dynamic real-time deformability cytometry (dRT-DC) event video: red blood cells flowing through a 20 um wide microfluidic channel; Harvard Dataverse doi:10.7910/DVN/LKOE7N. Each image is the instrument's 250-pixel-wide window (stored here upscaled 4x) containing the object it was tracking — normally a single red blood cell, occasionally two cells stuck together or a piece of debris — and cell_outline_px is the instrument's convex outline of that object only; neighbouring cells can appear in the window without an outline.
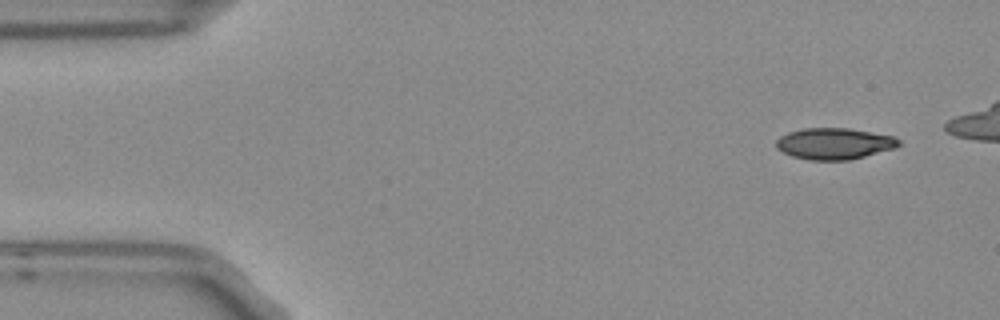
{"species": "Egyptian fruit bat (a non-hibernating species)", "species_latin": "Rousettus aegyptiacus", "temperature_condition": "room temperature", "stored_images_in_passage": 5, "segment_of_instrument_passage": [2, 2], "camera_frame_rate_fps": 3000, "um_per_image_px": 0.085, "frame": {"image": 1, "passage_image": 5, "time_ms": 1.333, "image_size_px": [1000, 320], "cell_outline_px": [[900, 144], [896, 148], [848, 160], [808, 160], [792, 156], [776, 148], [776, 140], [780, 136], [788, 132], [804, 128], [848, 128], [892, 136], [900, 140]], "centroid_in_image_um": [70.89, 12.21], "position_along_channel_um": 14.1, "area_um2": 22.31}}